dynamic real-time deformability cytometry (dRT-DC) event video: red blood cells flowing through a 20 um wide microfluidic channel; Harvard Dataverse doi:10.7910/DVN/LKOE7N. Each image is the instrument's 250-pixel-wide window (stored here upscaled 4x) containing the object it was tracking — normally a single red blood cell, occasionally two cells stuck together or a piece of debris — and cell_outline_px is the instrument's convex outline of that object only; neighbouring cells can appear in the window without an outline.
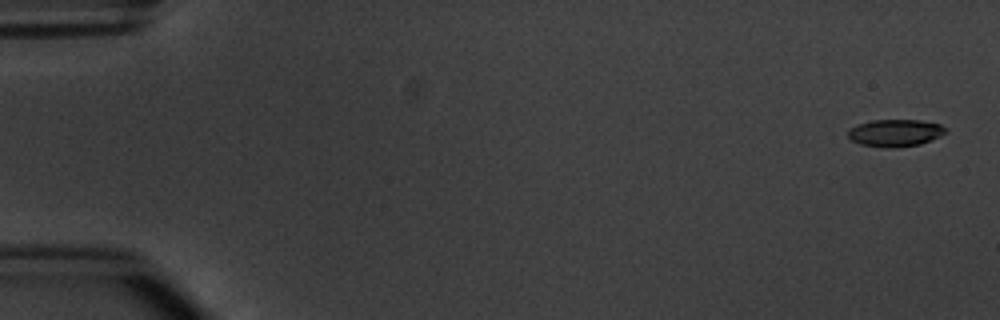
{"species": "common noctule bat (a hibernating species)", "species_latin": "Nyctalus noctula", "temperature_condition": "warm", "stored_images_in_passage": 5, "camera_frame_rate_fps": 3000, "um_per_image_px": 0.085, "animal": {"sex": "male", "body_mass_g": 20.1, "forearm_length_mm": 53.5}, "frame": {"image": 1, "passage_image": 1, "time_ms": 0.0, "image_size_px": [1000, 320], "cell_outline_px": [[948, 132], [932, 140], [920, 144], [896, 148], [884, 148], [860, 144], [852, 140], [848, 136], [848, 128], [856, 124], [872, 120], [920, 120], [940, 124]], "centroid_in_image_um": [76.07, 11.3], "position_along_channel_um": 8.9, "area_um2": 15.66}}
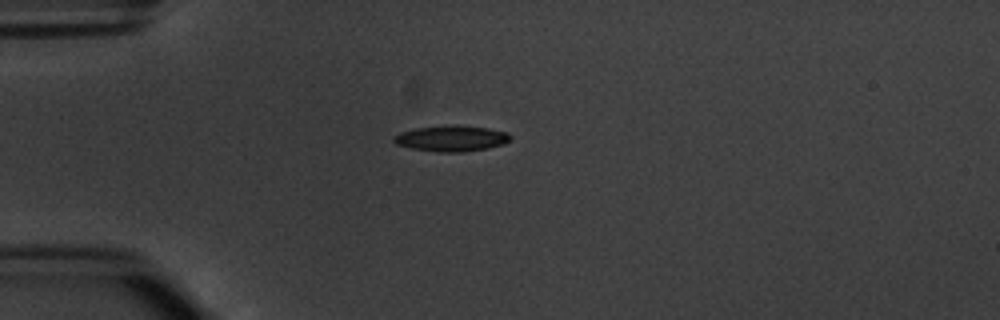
{"frame": {"image": 2, "passage_image": 4, "time_ms": 4.333, "image_size_px": [1000, 320], "cell_outline_px": [[512, 136], [504, 144], [488, 148], [460, 152], [440, 152], [412, 148], [396, 144], [392, 140], [392, 136], [400, 132], [416, 128], [488, 128], [508, 132]], "centroid_in_image_um": [38.36, 11.81], "position_along_channel_um": 46.6, "area_um2": 16.59}}
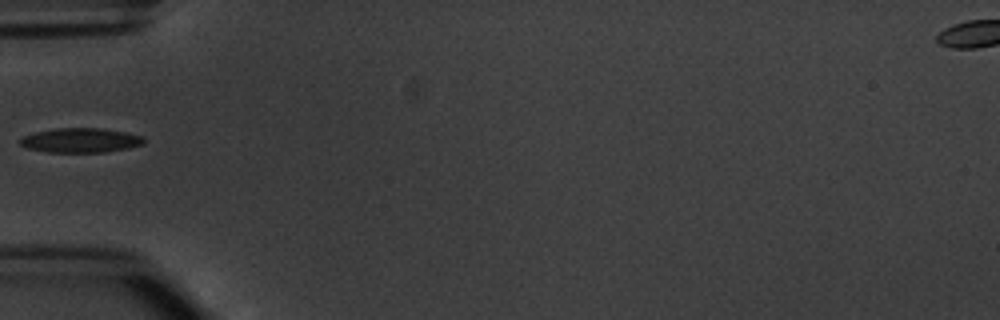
{"frame": {"image": 3, "passage_image": 5, "time_ms": 5.667, "image_size_px": [1000, 320], "cell_outline_px": [[144, 144], [128, 148], [104, 152], [48, 152], [28, 148], [20, 144], [20, 136], [36, 132], [56, 128], [104, 128], [144, 136]], "centroid_in_image_um": [6.85, 11.92], "position_along_channel_um": 78.1, "area_um2": 17.69}}